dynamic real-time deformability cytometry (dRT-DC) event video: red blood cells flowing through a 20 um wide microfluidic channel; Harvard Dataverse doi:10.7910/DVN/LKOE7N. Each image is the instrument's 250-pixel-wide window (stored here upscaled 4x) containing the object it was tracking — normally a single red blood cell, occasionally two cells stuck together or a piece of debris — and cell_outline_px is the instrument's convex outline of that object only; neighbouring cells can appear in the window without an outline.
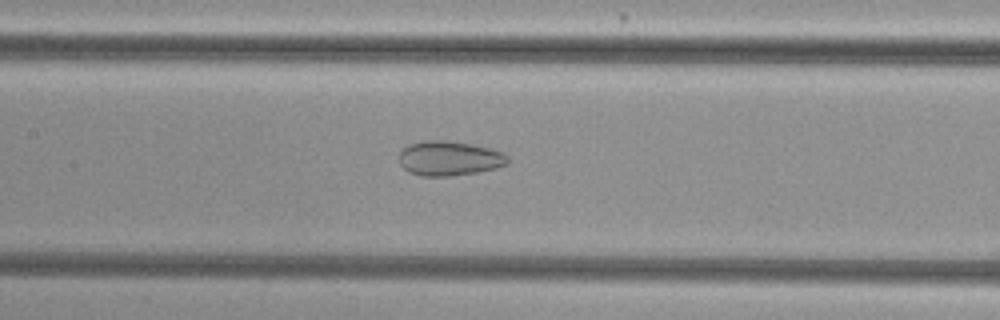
{"species": "common noctule bat (a hibernating species)", "species_latin": "Nyctalus noctula", "temperature_condition": "cold", "stored_images_in_passage": 34, "camera_frame_rate_fps": 3000, "um_per_image_px": 0.085, "animal": {"sex": "female", "body_mass_g": 29.2, "forearm_length_mm": 56.3}, "frame": {"image": 1, "passage_image": 11, "time_ms": 3.333, "image_size_px": [1000, 320], "cell_outline_px": [[508, 164], [496, 168], [476, 172], [448, 176], [420, 176], [408, 172], [400, 164], [400, 152], [408, 144], [424, 140], [440, 140], [472, 144], [504, 152], [508, 156]], "centroid_in_image_um": [38.18, 13.46], "position_along_channel_um": 169.2, "area_um2": 21.91}}
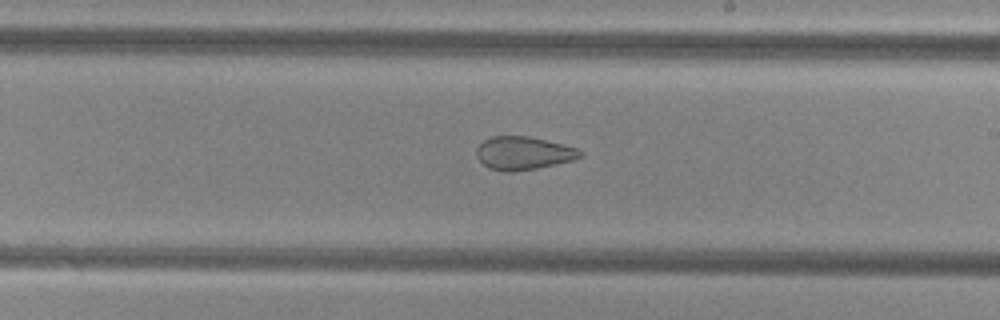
{"frame": {"image": 2, "passage_image": 17, "time_ms": 5.333, "image_size_px": [1000, 320], "cell_outline_px": [[584, 156], [572, 160], [556, 164], [516, 172], [504, 172], [488, 168], [476, 156], [476, 148], [484, 140], [492, 136], [528, 136], [564, 144], [576, 148], [584, 152]], "centroid_in_image_um": [44.49, 13.02], "position_along_channel_um": 244.5, "area_um2": 20.17}}
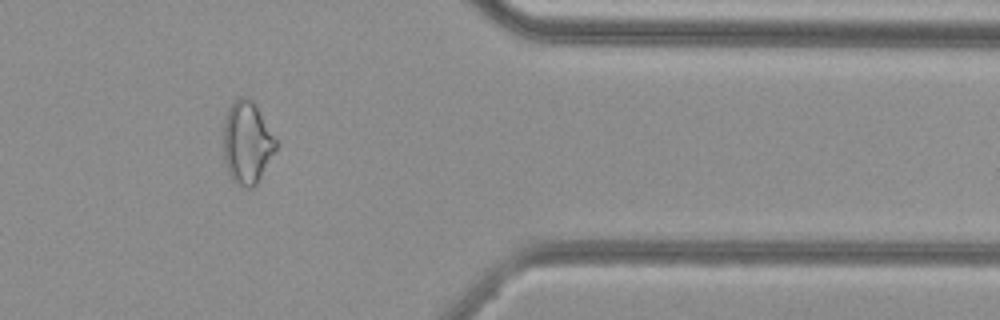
{"frame": {"image": 3, "passage_image": 30, "time_ms": 9.667, "image_size_px": [1000, 320], "cell_outline_px": [[280, 144], [256, 184], [252, 188], [248, 188], [236, 184], [232, 180], [228, 172], [224, 160], [224, 120], [228, 108], [240, 96], [248, 96], [256, 104]], "centroid_in_image_um": [21.02, 12.11], "position_along_channel_um": 390.4, "area_um2": 25.55}, "authors_computed_cell_mechanics": {"area_um2": 22.1374, "velocity_mm_per_s": 3.7771, "shape_relaxation_time_tau1_ms": null, "shape_relaxation_time_tau2_ms": 2.4123, "deformation_change_tau1": null, "deformation_change_tau2": 0.092}}